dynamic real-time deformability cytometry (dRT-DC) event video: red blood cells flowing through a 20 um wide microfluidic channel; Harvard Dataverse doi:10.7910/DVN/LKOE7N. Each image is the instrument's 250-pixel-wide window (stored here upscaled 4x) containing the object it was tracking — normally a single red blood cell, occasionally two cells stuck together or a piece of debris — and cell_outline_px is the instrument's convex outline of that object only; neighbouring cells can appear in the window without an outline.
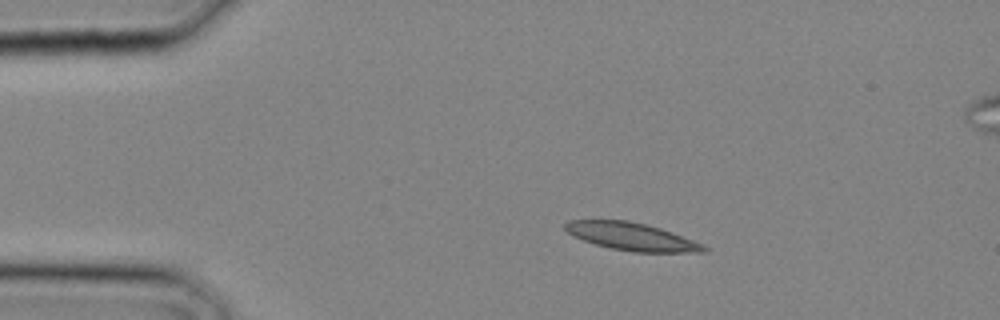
{"species": "common noctule bat (a hibernating species)", "species_latin": "Nyctalus noctula", "temperature_condition": "cold", "stored_images_in_passage": 8, "camera_frame_rate_fps": 3000, "um_per_image_px": 0.085, "animal": {"sex": "male", "body_mass_g": 20.4}, "frame": {"image": 1, "passage_image": 1, "time_ms": 0.0, "image_size_px": [1000, 320], "cell_outline_px": [[708, 248], [704, 252], [632, 252], [612, 248], [596, 244], [584, 240], [568, 232], [564, 228], [564, 224], [568, 220], [628, 220], [648, 224], [672, 232], [704, 244]], "centroid_in_image_um": [53.72, 20.1], "position_along_channel_um": 31.3, "area_um2": 22.25}}
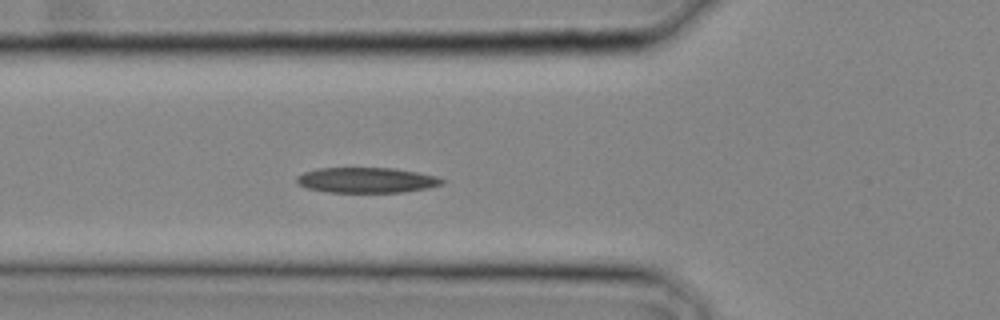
{"frame": {"image": 2, "passage_image": 6, "time_ms": 1.667, "image_size_px": [1000, 320], "cell_outline_px": [[444, 184], [428, 188], [400, 192], [328, 192], [308, 188], [296, 184], [296, 176], [304, 172], [316, 168], [392, 168], [416, 172], [436, 176], [444, 180]], "centroid_in_image_um": [31.12, 15.31], "position_along_channel_um": 94.7, "area_um2": 21.44}}
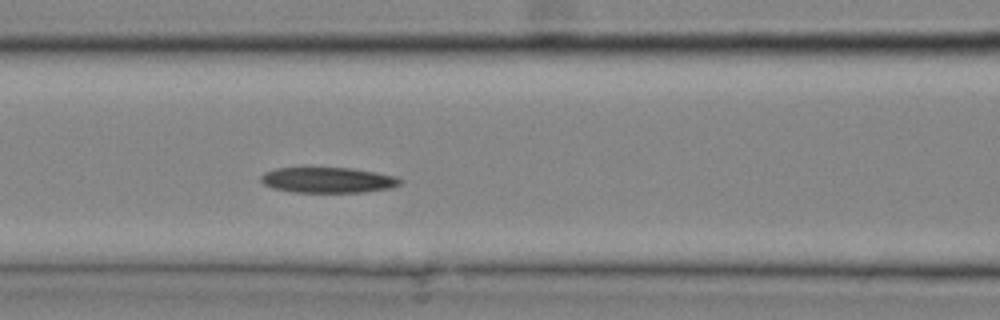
{"frame": {"image": 3, "passage_image": 8, "time_ms": 2.333, "image_size_px": [1000, 320], "cell_outline_px": [[404, 180], [400, 184], [388, 188], [364, 192], [292, 192], [272, 188], [264, 184], [260, 180], [260, 176], [264, 172], [276, 168], [352, 168], [376, 172], [396, 176]], "centroid_in_image_um": [27.86, 15.3], "position_along_channel_um": 138.7, "area_um2": 20.75}}